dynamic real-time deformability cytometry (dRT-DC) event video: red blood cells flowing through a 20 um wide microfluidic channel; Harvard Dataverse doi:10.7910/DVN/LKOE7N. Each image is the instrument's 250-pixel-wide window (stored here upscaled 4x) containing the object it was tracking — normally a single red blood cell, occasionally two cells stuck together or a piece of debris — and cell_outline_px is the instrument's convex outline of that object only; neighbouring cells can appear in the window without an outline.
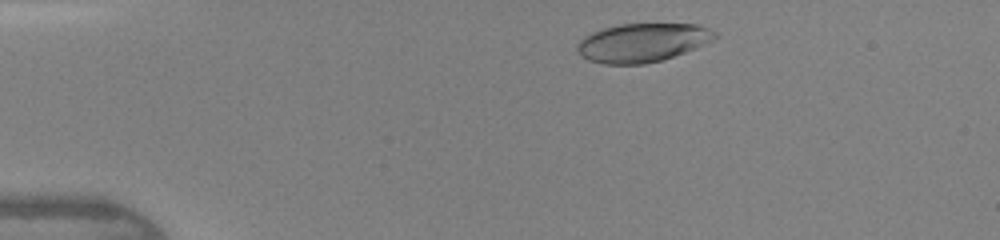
{"species": "human", "species_latin": "Homo sapiens", "temperature_condition": "warm", "stored_images_in_passage": 40, "camera_frame_rate_fps": 3000, "um_per_image_px": 0.085, "donor": {"sex": "female"}, "frame": {"image": 1, "passage_image": 4, "time_ms": 1.0, "image_size_px": [1000, 240], "cell_outline_px": [[720, 36], [696, 48], [664, 60], [644, 64], [604, 64], [588, 60], [580, 56], [576, 48], [576, 44], [584, 36], [592, 32], [604, 28], [620, 24], [696, 24], [708, 28], [716, 32]], "centroid_in_image_um": [54.6, 3.63], "position_along_channel_um": 30.4, "area_um2": 31.21}}
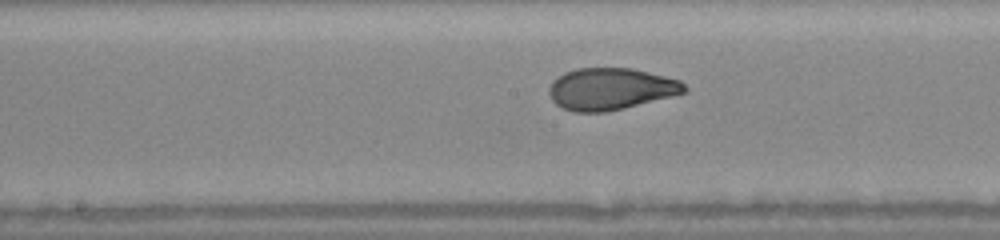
{"frame": {"image": 2, "passage_image": 19, "time_ms": 6.0, "image_size_px": [1000, 240], "cell_outline_px": [[688, 92], [608, 112], [572, 112], [556, 104], [552, 100], [548, 92], [548, 88], [552, 80], [564, 72], [576, 68], [632, 68], [680, 80], [688, 88]], "centroid_in_image_um": [51.89, 7.56], "position_along_channel_um": 196.3, "area_um2": 33.18}}
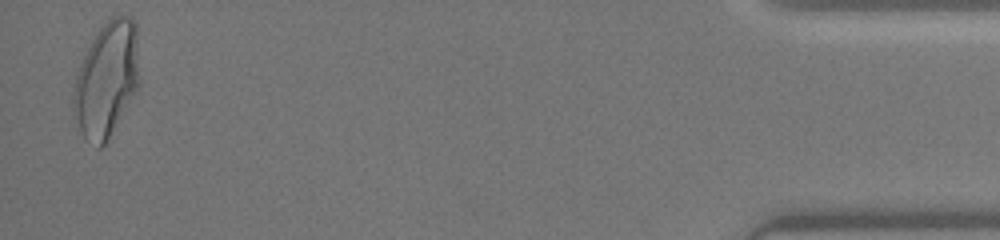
{"frame": {"image": 3, "passage_image": 39, "time_ms": 12.667, "image_size_px": [1000, 240], "cell_outline_px": [[140, 88], [108, 140], [100, 148], [96, 148], [84, 140], [72, 108], [72, 92], [76, 72], [96, 32], [112, 16], [128, 16], [136, 20], [140, 76]], "centroid_in_image_um": [9.08, 6.79], "position_along_channel_um": 426.1, "area_um2": 45.26}}